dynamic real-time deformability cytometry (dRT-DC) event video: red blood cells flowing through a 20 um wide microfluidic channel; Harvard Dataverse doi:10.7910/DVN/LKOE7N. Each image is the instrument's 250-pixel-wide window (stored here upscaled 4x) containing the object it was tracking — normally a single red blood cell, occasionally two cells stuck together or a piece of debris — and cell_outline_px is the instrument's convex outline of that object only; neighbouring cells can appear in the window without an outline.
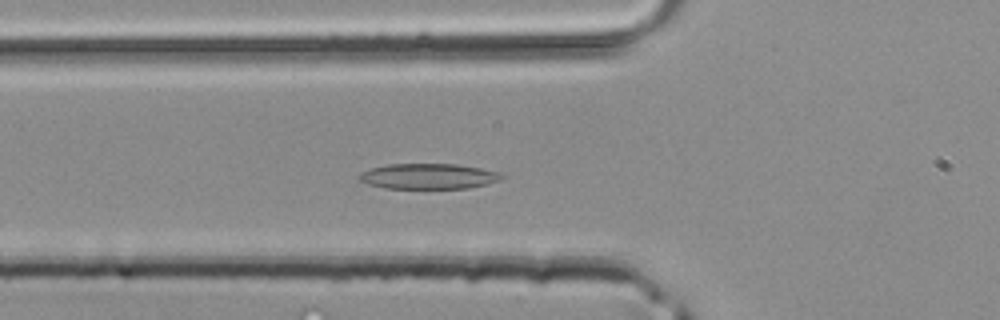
{"species": "common noctule bat (a hibernating species)", "species_latin": "Nyctalus noctula", "temperature_condition": "room temperature", "stored_images_in_passage": 37, "camera_frame_rate_fps": 3000, "um_per_image_px": 0.085, "animal": {"sex": "male", "body_mass_g": 20.4}, "frame": {"image": 1, "passage_image": 9, "time_ms": 2.667, "image_size_px": [1000, 320], "cell_outline_px": [[504, 176], [500, 180], [488, 184], [468, 188], [384, 188], [368, 184], [360, 180], [360, 172], [372, 168], [388, 164], [456, 164], [480, 168], [500, 172]], "centroid_in_image_um": [36.45, 14.98], "position_along_channel_um": 89.4, "area_um2": 21.04}}
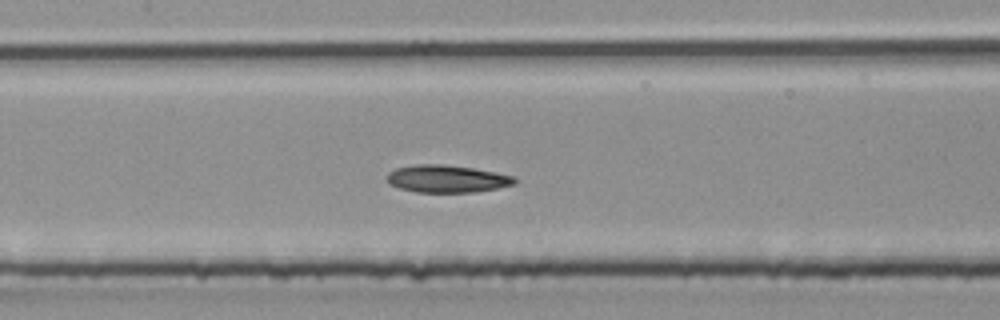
{"frame": {"image": 2, "passage_image": 14, "time_ms": 4.333, "image_size_px": [1000, 320], "cell_outline_px": [[516, 184], [476, 192], [416, 192], [400, 188], [388, 184], [388, 172], [396, 168], [416, 164], [440, 164], [472, 168], [496, 172], [516, 176]], "centroid_in_image_um": [38.0, 15.2], "position_along_channel_um": 169.4, "area_um2": 20.4}}
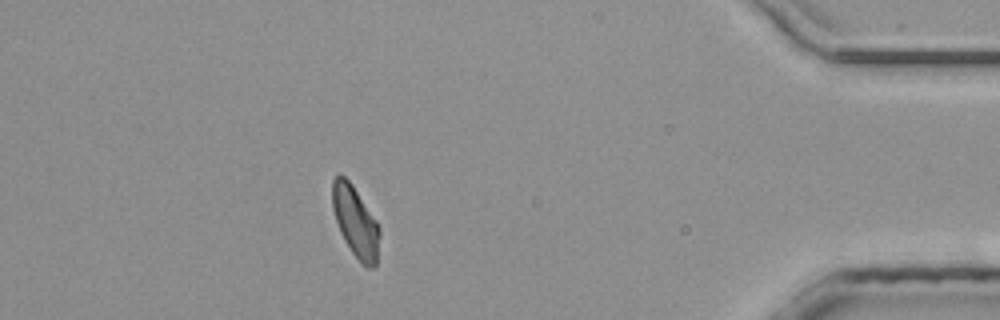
{"frame": {"image": 3, "passage_image": 32, "time_ms": 10.333, "image_size_px": [1000, 320], "cell_outline_px": [[380, 236], [376, 264], [372, 268], [368, 268], [360, 264], [344, 240], [340, 232], [332, 208], [332, 180], [336, 176], [344, 176], [352, 184], [376, 220], [380, 228]], "centroid_in_image_um": [30.22, 18.88], "position_along_channel_um": 405.0, "area_um2": 19.48}}